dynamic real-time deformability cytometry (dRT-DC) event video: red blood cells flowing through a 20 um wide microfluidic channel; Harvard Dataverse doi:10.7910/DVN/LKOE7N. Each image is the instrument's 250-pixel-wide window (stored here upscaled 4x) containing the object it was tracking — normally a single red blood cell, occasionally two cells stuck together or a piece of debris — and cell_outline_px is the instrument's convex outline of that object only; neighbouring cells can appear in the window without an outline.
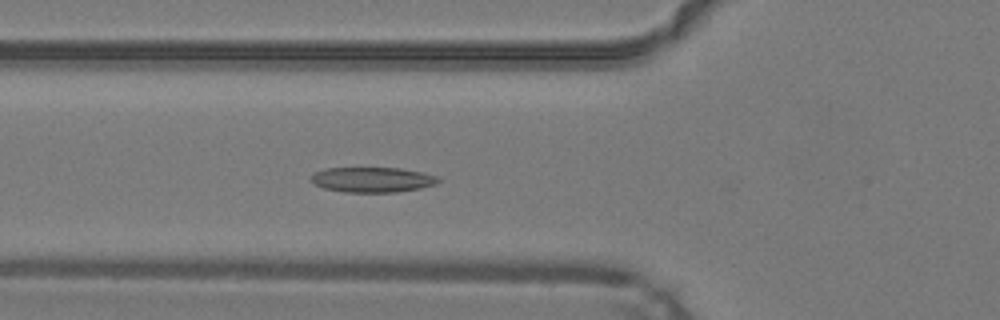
{"species": "common noctule bat (a hibernating species)", "species_latin": "Nyctalus noctula", "temperature_condition": "warm", "stored_images_in_passage": 49, "camera_frame_rate_fps": 3000, "um_per_image_px": 0.085, "animal": {"sex": "male", "body_mass_g": 19.2, "forearm_length_mm": 51.8}, "frame": {"image": 1, "passage_image": 18, "time_ms": 5.667, "image_size_px": [1000, 320], "cell_outline_px": [[440, 180], [436, 184], [420, 188], [396, 192], [344, 192], [324, 188], [308, 180], [316, 172], [328, 168], [400, 168], [424, 172], [436, 176]], "centroid_in_image_um": [31.67, 15.27], "position_along_channel_um": 94.1, "area_um2": 18.55}}
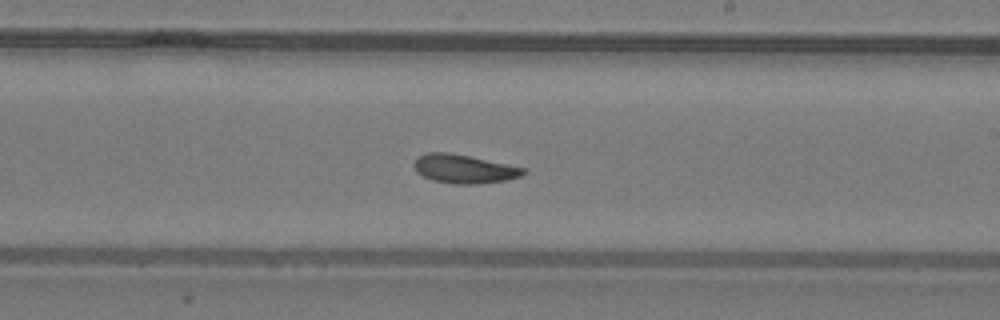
{"frame": {"image": 2, "passage_image": 29, "time_ms": 9.333, "image_size_px": [1000, 320], "cell_outline_px": [[528, 172], [520, 176], [508, 180], [480, 184], [456, 184], [432, 180], [416, 172], [412, 164], [420, 156], [428, 152], [448, 152], [508, 164], [524, 168]], "centroid_in_image_um": [39.46, 14.36], "position_along_channel_um": 249.5, "area_um2": 18.26}}
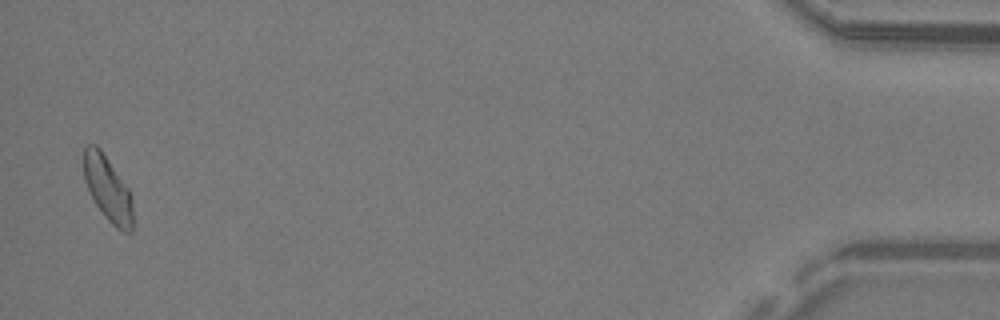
{"frame": {"image": 3, "passage_image": 48, "time_ms": 15.667, "image_size_px": [1000, 320], "cell_outline_px": [[132, 232], [124, 232], [116, 228], [104, 216], [96, 204], [84, 180], [84, 148], [88, 144], [96, 144], [100, 148], [128, 188], [132, 200]], "centroid_in_image_um": [9.16, 16.04], "position_along_channel_um": 426.0, "area_um2": 18.38}, "authors_computed_cell_mechanics": {"area_um2": 18.5538, "velocity_mm_per_s": 4.2367, "shape_relaxation_time_tau1_ms": 5.7086, "shape_relaxation_time_tau2_ms": 5.6593, "deformation_change_tau1": 0.1319, "deformation_change_tau2": 0.1189}}